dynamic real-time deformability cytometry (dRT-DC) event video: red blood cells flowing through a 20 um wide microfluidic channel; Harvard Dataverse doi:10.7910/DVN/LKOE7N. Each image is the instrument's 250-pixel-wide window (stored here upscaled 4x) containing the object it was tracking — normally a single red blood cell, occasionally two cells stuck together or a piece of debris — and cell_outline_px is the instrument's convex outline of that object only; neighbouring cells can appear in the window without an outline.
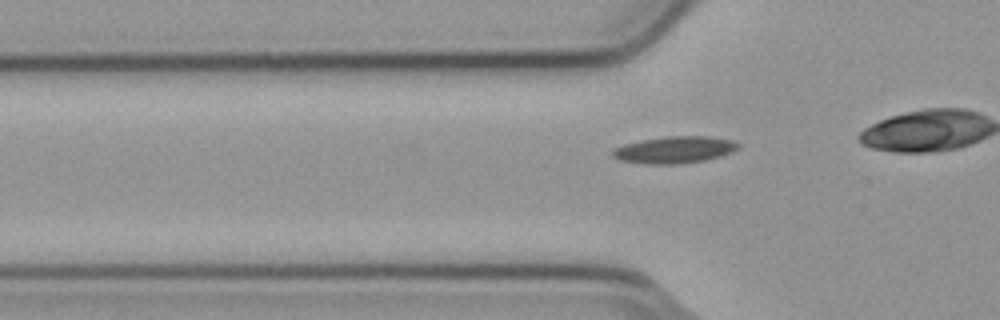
{"species": "common noctule bat (a hibernating species)", "species_latin": "Nyctalus noctula", "temperature_condition": "cold", "stored_images_in_passage": 7, "segment_of_instrument_passage": [2, 2], "camera_frame_rate_fps": 3000, "um_per_image_px": 0.085, "animal": {"sex": "male", "body_mass_g": 23.1, "forearm_length_mm": 52.7}, "frame": {"image": 1, "passage_image": 7, "time_ms": 2.0, "image_size_px": [1000, 320], "cell_outline_px": [[740, 148], [732, 152], [720, 156], [704, 160], [680, 164], [644, 164], [620, 160], [612, 156], [612, 148], [624, 144], [644, 140], [668, 136], [708, 136], [732, 140], [740, 144]], "centroid_in_image_um": [57.34, 12.73], "position_along_channel_um": 68.5, "area_um2": 19.71}}